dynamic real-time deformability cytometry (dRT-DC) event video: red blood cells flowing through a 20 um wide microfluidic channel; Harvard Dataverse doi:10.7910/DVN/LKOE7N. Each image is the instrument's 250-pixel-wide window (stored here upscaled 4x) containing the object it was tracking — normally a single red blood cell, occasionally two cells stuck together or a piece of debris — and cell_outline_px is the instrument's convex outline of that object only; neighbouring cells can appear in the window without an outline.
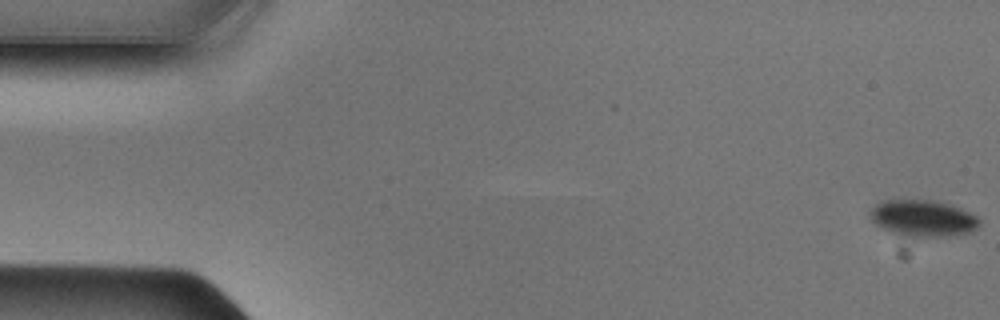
{"species": "Egyptian fruit bat (a non-hibernating species)", "species_latin": "Rousettus aegyptiacus", "temperature_condition": "cold", "stored_images_in_passage": 39, "camera_frame_rate_fps": 3000, "um_per_image_px": 0.085, "animal": {"sex": "male"}, "frame": {"image": 1, "passage_image": 1, "time_ms": 0.0, "image_size_px": [1000, 320], "cell_outline_px": [[980, 224], [976, 228], [968, 232], [956, 236], [904, 236], [892, 232], [876, 224], [872, 220], [868, 212], [880, 200], [896, 196], [904, 196], [944, 200], [976, 216], [980, 220]], "centroid_in_image_um": [78.4, 18.46], "position_along_channel_um": 6.6, "area_um2": 24.39}}
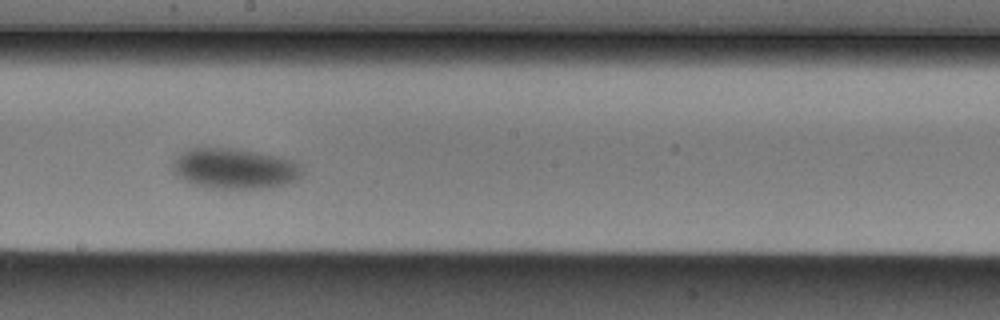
{"frame": {"image": 2, "passage_image": 17, "time_ms": 5.333, "image_size_px": [1000, 320], "cell_outline_px": [[304, 172], [296, 180], [284, 184], [260, 188], [212, 188], [192, 184], [184, 180], [172, 172], [172, 160], [188, 148], [232, 148], [256, 152], [292, 160], [300, 164]], "centroid_in_image_um": [19.9, 14.32], "position_along_channel_um": 228.3, "area_um2": 30.4}}
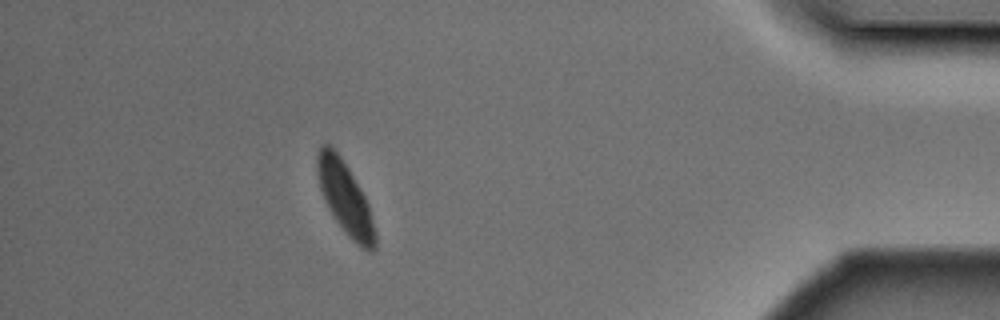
{"frame": {"image": 3, "passage_image": 34, "time_ms": 11.0, "image_size_px": [1000, 320], "cell_outline_px": [[376, 248], [372, 252], [368, 252], [356, 244], [348, 236], [336, 220], [320, 188], [316, 172], [316, 156], [320, 144], [328, 144], [340, 156], [348, 168], [364, 196], [368, 204], [376, 232]], "centroid_in_image_um": [29.34, 16.85], "position_along_channel_um": 405.9, "area_um2": 23.99}}